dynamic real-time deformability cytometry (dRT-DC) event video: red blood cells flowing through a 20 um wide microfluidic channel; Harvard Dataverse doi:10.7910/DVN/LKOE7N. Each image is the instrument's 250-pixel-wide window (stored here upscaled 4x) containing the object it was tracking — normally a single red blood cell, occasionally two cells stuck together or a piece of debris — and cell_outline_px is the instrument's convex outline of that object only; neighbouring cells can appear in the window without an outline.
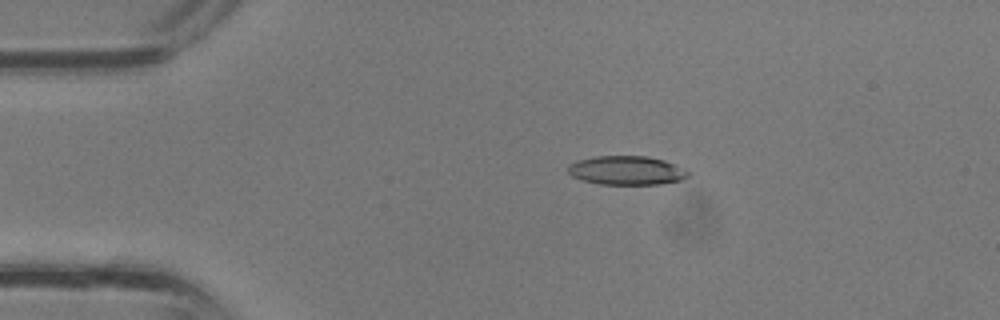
{"species": "common noctule bat (a hibernating species)", "species_latin": "Nyctalus noctula", "temperature_condition": "room temperature", "stored_images_in_passage": 31, "camera_frame_rate_fps": 3000, "um_per_image_px": 0.085, "animal": {"sex": "male", "body_mass_g": 13.3}, "frame": {"image": 1, "passage_image": 1, "time_ms": 0.0, "image_size_px": [1000, 320], "cell_outline_px": [[692, 172], [688, 176], [680, 180], [660, 184], [600, 184], [584, 180], [572, 176], [568, 172], [568, 164], [576, 160], [596, 156], [648, 156], [664, 160], [676, 164]], "centroid_in_image_um": [53.28, 14.47], "position_along_channel_um": 31.7, "area_um2": 20.35}}
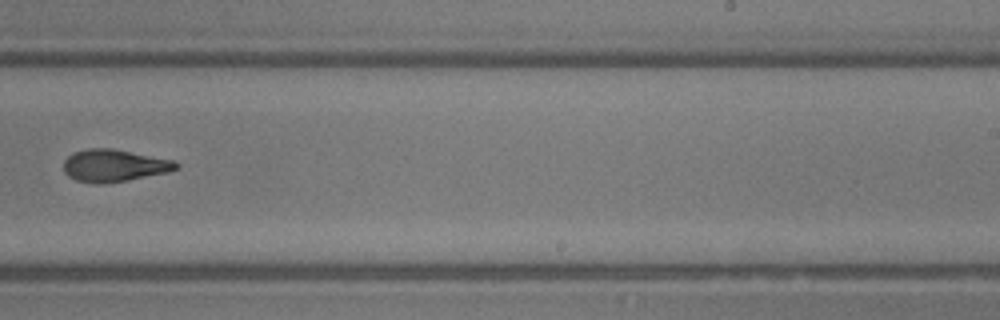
{"frame": {"image": 2, "passage_image": 17, "time_ms": 5.333, "image_size_px": [1000, 320], "cell_outline_px": [[180, 164], [176, 168], [168, 172], [128, 180], [100, 184], [96, 184], [76, 180], [68, 176], [64, 172], [64, 160], [72, 152], [88, 148], [112, 148], [176, 160]], "centroid_in_image_um": [9.7, 14.06], "position_along_channel_um": 279.3, "area_um2": 21.33}}
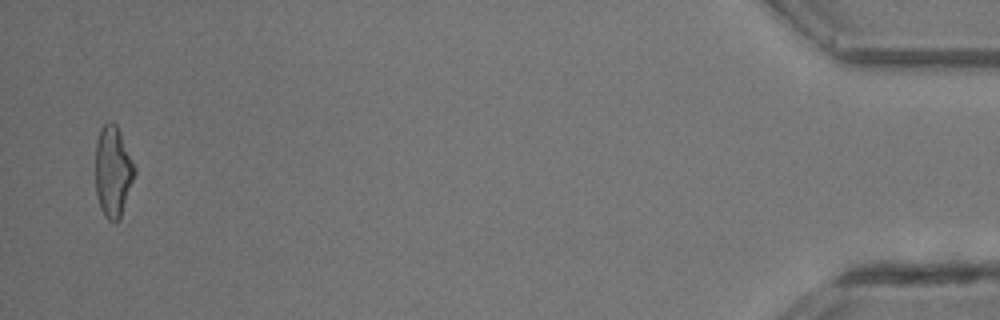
{"frame": {"image": 3, "passage_image": 30, "time_ms": 9.667, "image_size_px": [1000, 320], "cell_outline_px": [[136, 172], [120, 220], [108, 220], [104, 216], [100, 208], [96, 196], [96, 140], [100, 128], [108, 120], [112, 120], [116, 124], [120, 132], [136, 168]], "centroid_in_image_um": [9.6, 14.56], "position_along_channel_um": 425.6, "area_um2": 20.92}}